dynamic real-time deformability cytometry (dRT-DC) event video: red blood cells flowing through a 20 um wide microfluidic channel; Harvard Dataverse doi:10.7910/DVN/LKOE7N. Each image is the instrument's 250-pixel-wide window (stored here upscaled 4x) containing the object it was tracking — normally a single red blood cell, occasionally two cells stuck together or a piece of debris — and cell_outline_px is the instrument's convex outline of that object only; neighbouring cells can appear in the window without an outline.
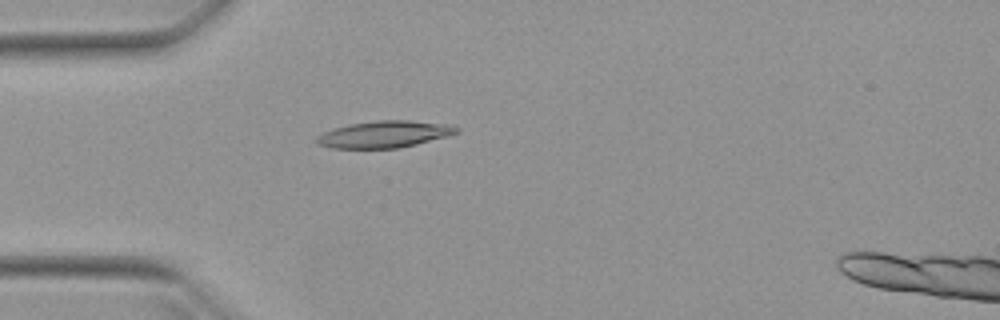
{"species": "Egyptian fruit bat (a non-hibernating species)", "species_latin": "Rousettus aegyptiacus", "temperature_condition": "warm", "stored_images_in_passage": 53, "segment_of_instrument_passage": [1, 2], "camera_frame_rate_fps": 3000, "um_per_image_px": 0.085, "animal": {"sex": "female"}, "frame": {"image": 1, "passage_image": 15, "time_ms": 4.667, "image_size_px": [1000, 320], "cell_outline_px": [[460, 132], [448, 136], [400, 148], [332, 148], [316, 144], [316, 136], [324, 132], [348, 124], [376, 120], [408, 120], [452, 124], [460, 128]], "centroid_in_image_um": [32.71, 11.4], "position_along_channel_um": 52.3, "area_um2": 22.02}}
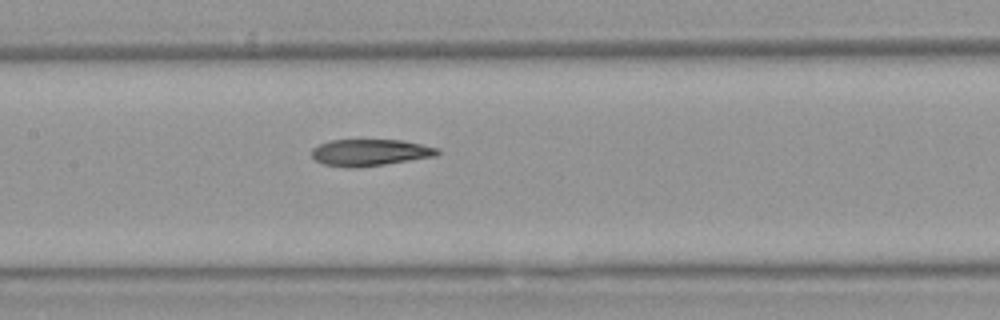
{"frame": {"image": 2, "passage_image": 25, "time_ms": 8.0, "image_size_px": [1000, 320], "cell_outline_px": [[440, 152], [436, 156], [384, 164], [356, 168], [344, 168], [324, 164], [316, 160], [312, 156], [312, 148], [320, 144], [332, 140], [404, 140], [440, 148]], "centroid_in_image_um": [31.47, 12.96], "position_along_channel_um": 175.9, "area_um2": 19.59}}
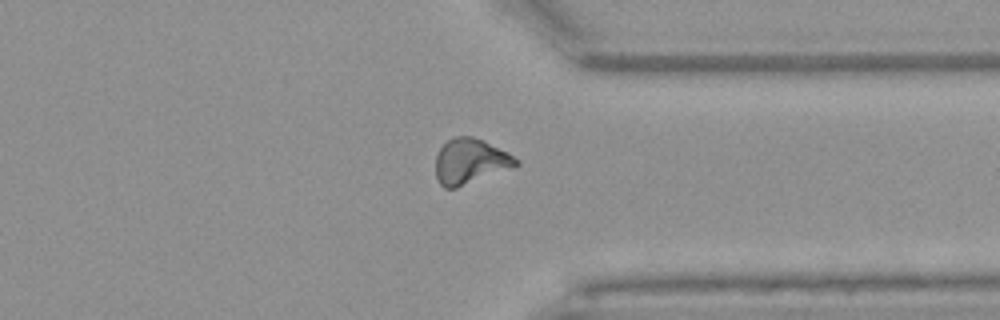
{"frame": {"image": 3, "passage_image": 40, "time_ms": 13.0, "image_size_px": [1000, 320], "cell_outline_px": [[520, 164], [456, 188], [444, 188], [440, 184], [436, 176], [436, 156], [440, 148], [448, 140], [456, 136], [472, 136], [484, 140], [508, 152], [520, 160]], "centroid_in_image_um": [39.97, 13.7], "position_along_channel_um": 371.4, "area_um2": 21.04}}